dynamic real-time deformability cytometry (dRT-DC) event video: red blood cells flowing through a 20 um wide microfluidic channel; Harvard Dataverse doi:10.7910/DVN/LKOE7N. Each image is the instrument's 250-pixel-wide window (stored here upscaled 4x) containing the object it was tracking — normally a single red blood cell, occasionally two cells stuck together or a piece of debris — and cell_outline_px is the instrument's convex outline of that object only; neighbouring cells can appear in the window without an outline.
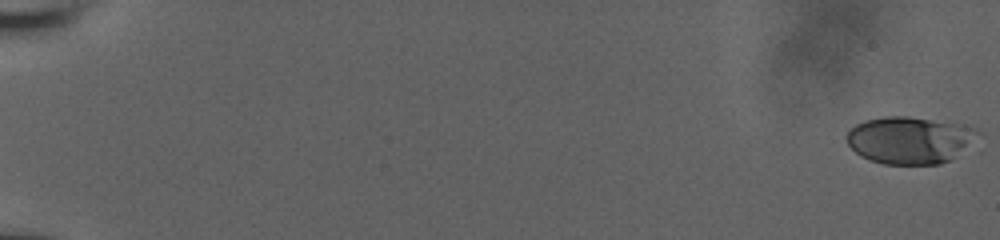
{"species": "human", "species_latin": "Homo sapiens", "temperature_condition": "room temperature", "stored_images_in_passage": 56, "camera_frame_rate_fps": 3000, "um_per_image_px": 0.085, "donor": {"sex": "male"}, "frame": {"image": 1, "passage_image": 1, "time_ms": 0.0, "image_size_px": [1000, 240], "cell_outline_px": [[984, 132], [948, 160], [940, 164], [884, 164], [868, 160], [860, 156], [848, 144], [844, 136], [856, 124], [864, 120], [884, 116], [908, 116], [956, 124], [972, 128]], "centroid_in_image_um": [77.25, 11.9], "position_along_channel_um": 7.7, "area_um2": 35.66}}
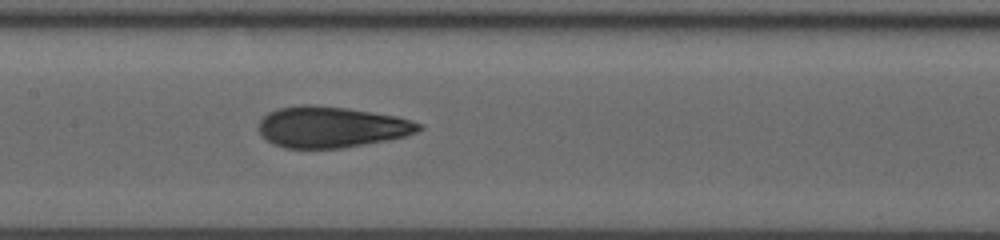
{"frame": {"image": 2, "passage_image": 31, "time_ms": 10.0, "image_size_px": [1000, 240], "cell_outline_px": [[424, 128], [416, 132], [404, 136], [384, 140], [340, 148], [284, 148], [272, 144], [260, 136], [260, 120], [268, 112], [280, 108], [300, 104], [312, 104], [348, 108], [396, 116], [412, 120], [424, 124]], "centroid_in_image_um": [28.15, 10.79], "position_along_channel_um": 179.3, "area_um2": 38.32}}
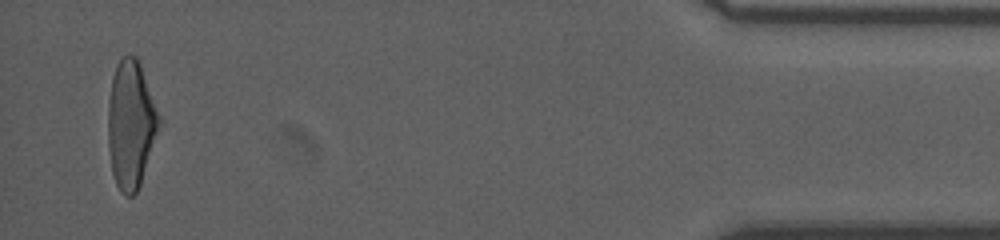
{"frame": {"image": 3, "passage_image": 55, "time_ms": 18.0, "image_size_px": [1000, 240], "cell_outline_px": [[160, 120], [140, 184], [136, 192], [132, 196], [124, 196], [116, 184], [112, 172], [108, 148], [108, 104], [112, 76], [116, 64], [128, 52], [136, 56], [140, 64], [160, 116]], "centroid_in_image_um": [11.09, 10.54], "position_along_channel_um": 424.1, "area_um2": 37.57}, "authors_computed_cell_mechanics": {"area_um2": 37.5411, "velocity_mm_per_s": 3.9515, "shape_relaxation_time_tau1_ms": 6.9196, "shape_relaxation_time_tau2_ms": 1.3643, "deformation_change_tau1": 0.2195, "deformation_change_tau2": 0.0873}}